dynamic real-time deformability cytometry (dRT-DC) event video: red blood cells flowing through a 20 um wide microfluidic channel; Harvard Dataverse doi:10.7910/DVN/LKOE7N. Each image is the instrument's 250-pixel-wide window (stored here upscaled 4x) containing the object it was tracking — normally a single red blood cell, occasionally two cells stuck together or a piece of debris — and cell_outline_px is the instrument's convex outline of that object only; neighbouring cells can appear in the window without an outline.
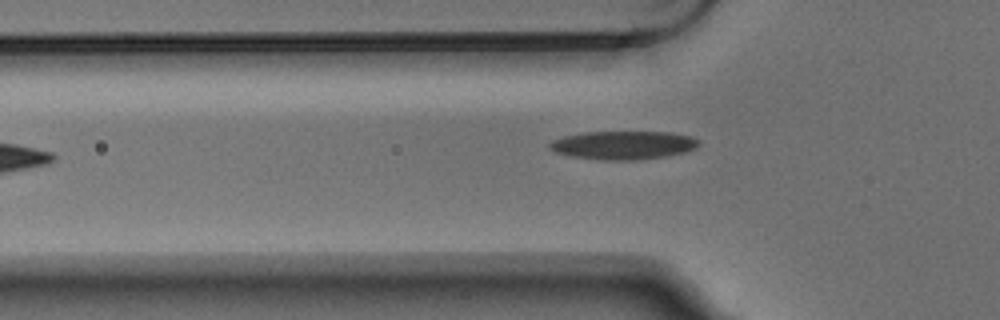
{"species": "Egyptian fruit bat (a non-hibernating species)", "species_latin": "Rousettus aegyptiacus", "temperature_condition": "warm", "stored_images_in_passage": 4, "camera_frame_rate_fps": 3000, "um_per_image_px": 0.085, "animal": {"sex": "male"}, "frame": {"image": 1, "passage_image": 4, "time_ms": 1.0, "image_size_px": [1000, 320], "cell_outline_px": [[700, 144], [696, 148], [684, 152], [664, 156], [636, 160], [604, 160], [572, 156], [556, 152], [548, 148], [548, 144], [552, 140], [564, 136], [584, 132], [668, 132], [692, 136], [700, 140]], "centroid_in_image_um": [52.99, 12.33], "position_along_channel_um": 72.8, "area_um2": 24.68}}